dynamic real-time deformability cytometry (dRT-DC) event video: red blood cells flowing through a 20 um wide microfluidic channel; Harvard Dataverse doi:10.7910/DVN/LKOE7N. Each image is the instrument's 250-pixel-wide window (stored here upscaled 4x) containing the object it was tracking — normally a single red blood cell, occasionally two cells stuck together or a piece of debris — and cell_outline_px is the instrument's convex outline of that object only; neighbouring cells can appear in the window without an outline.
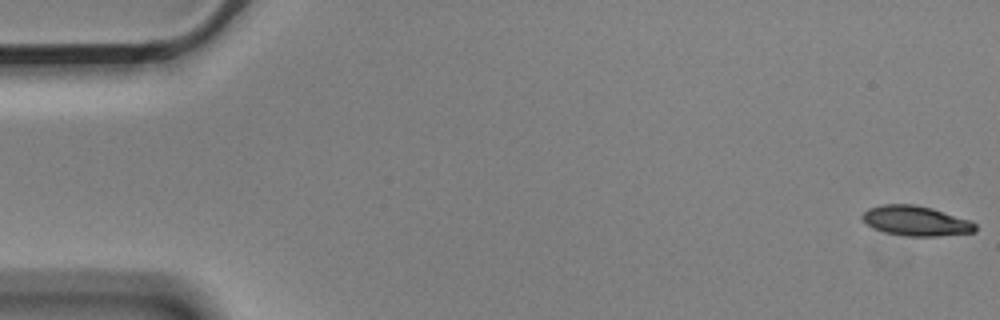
{"species": "Egyptian fruit bat (a non-hibernating species)", "species_latin": "Rousettus aegyptiacus", "temperature_condition": "cold", "stored_images_in_passage": 6, "segment_of_instrument_passage": [1, 2], "camera_frame_rate_fps": 3000, "um_per_image_px": 0.085, "animal": {"sex": "male"}, "frame": {"image": 1, "passage_image": 1, "time_ms": 0.0, "image_size_px": [1000, 320], "cell_outline_px": [[976, 232], [936, 236], [908, 236], [884, 232], [872, 228], [860, 216], [868, 208], [880, 204], [916, 204], [932, 208], [972, 220], [976, 224]], "centroid_in_image_um": [77.86, 18.76], "position_along_channel_um": 7.1, "area_um2": 19.88}}
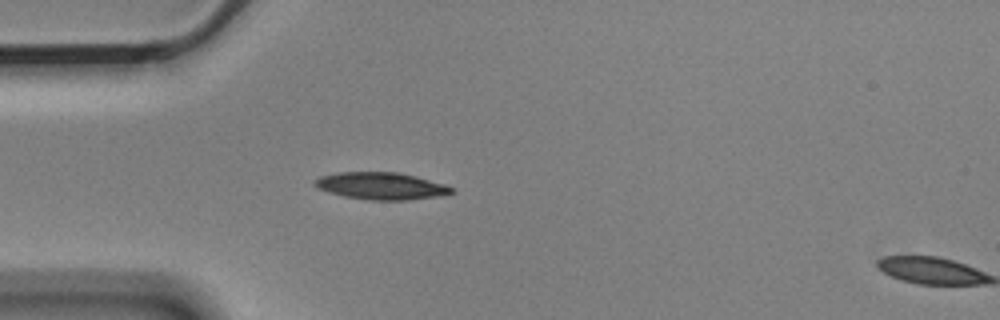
{"frame": {"image": 2, "passage_image": 5, "time_ms": 1.333, "image_size_px": [1000, 320], "cell_outline_px": [[456, 192], [448, 196], [408, 200], [368, 200], [344, 196], [328, 192], [316, 188], [312, 184], [312, 180], [320, 176], [336, 172], [400, 172], [416, 176], [444, 184], [452, 188]], "centroid_in_image_um": [32.41, 15.81], "position_along_channel_um": 52.6, "area_um2": 22.14}}